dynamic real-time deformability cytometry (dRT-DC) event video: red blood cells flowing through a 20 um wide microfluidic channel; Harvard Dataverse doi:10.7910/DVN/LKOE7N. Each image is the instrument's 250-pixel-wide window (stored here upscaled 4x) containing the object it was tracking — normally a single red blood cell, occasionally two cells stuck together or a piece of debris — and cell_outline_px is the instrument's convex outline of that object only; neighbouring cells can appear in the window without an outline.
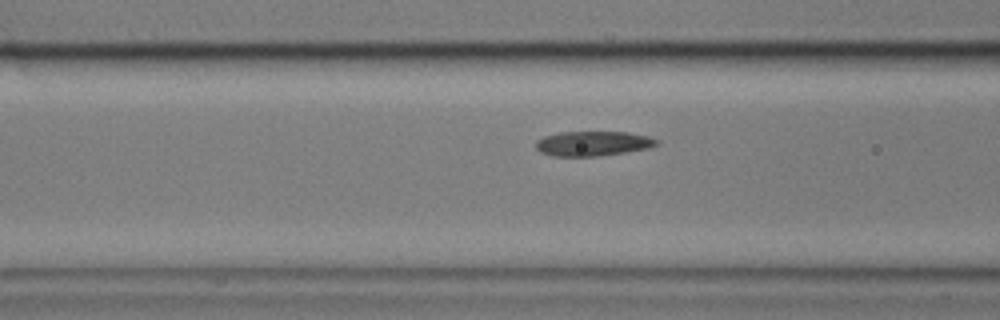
{"species": "common noctule bat (a hibernating species)", "species_latin": "Nyctalus noctula", "temperature_condition": "cold", "stored_images_in_passage": 21, "camera_frame_rate_fps": 3000, "um_per_image_px": 0.085, "animal": {"sex": "male", "body_mass_g": 17.9}, "frame": {"image": 1, "passage_image": 18, "time_ms": 5.667, "image_size_px": [1000, 320], "cell_outline_px": [[660, 144], [648, 148], [624, 152], [596, 156], [552, 156], [540, 152], [536, 148], [536, 140], [544, 136], [560, 132], [628, 132], [648, 136], [660, 140]], "centroid_in_image_um": [50.41, 12.19], "position_along_channel_um": 116.2, "area_um2": 17.46}}